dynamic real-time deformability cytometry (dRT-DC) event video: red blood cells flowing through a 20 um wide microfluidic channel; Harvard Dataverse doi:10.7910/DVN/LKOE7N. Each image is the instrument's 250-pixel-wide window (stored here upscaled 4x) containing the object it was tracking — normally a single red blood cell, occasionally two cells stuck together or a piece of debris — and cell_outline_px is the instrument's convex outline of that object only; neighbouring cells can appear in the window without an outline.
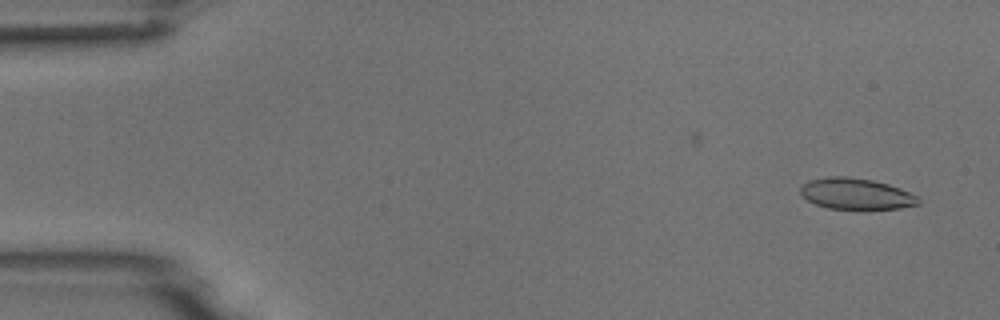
{"species": "common noctule bat (a hibernating species)", "species_latin": "Nyctalus noctula", "temperature_condition": "room temperature", "stored_images_in_passage": 3, "camera_frame_rate_fps": 3000, "um_per_image_px": 0.085, "animal": {"sex": "male", "body_mass_g": 18.8}, "frame": {"image": 1, "passage_image": 3, "time_ms": 2.333, "image_size_px": [1000, 320], "cell_outline_px": [[920, 204], [900, 208], [860, 212], [828, 208], [816, 204], [808, 200], [800, 192], [800, 188], [808, 180], [832, 176], [844, 176], [872, 180], [888, 184], [900, 188], [920, 196]], "centroid_in_image_um": [72.83, 16.52], "position_along_channel_um": 12.2, "area_um2": 22.2}}